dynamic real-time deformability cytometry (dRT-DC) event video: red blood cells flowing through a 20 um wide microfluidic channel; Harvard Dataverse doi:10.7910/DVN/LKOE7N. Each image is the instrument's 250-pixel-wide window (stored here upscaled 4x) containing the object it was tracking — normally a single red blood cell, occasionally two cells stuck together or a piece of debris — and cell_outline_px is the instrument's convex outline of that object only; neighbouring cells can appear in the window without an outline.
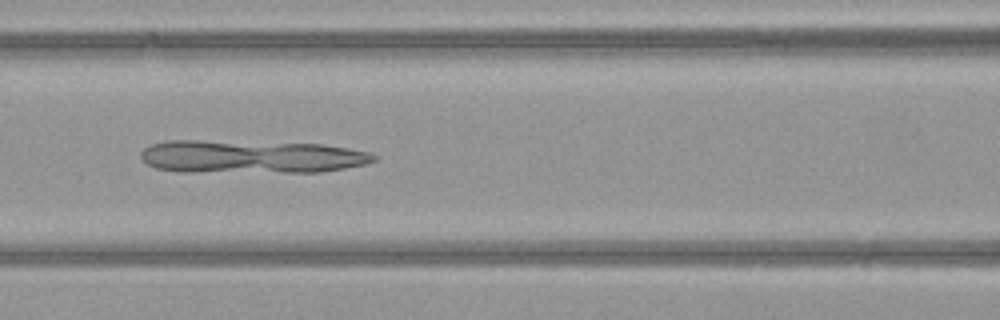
{"species": "common noctule bat (a hibernating species)", "species_latin": "Nyctalus noctula", "temperature_condition": "warm", "stored_images_in_passage": 43, "camera_frame_rate_fps": 3000, "um_per_image_px": 0.085, "animal": {"sex": "female", "body_mass_g": 21.9}, "frame": {"image": 1, "passage_image": 15, "time_ms": 4.667, "image_size_px": [1000, 320], "cell_outline_px": [[376, 160], [368, 164], [320, 172], [180, 172], [156, 168], [148, 164], [140, 156], [140, 152], [144, 148], [152, 144], [168, 140], [196, 140], [320, 144], [348, 148], [368, 152], [376, 156]], "centroid_in_image_um": [21.32, 13.33], "position_along_channel_um": 145.3, "area_um2": 45.08}}
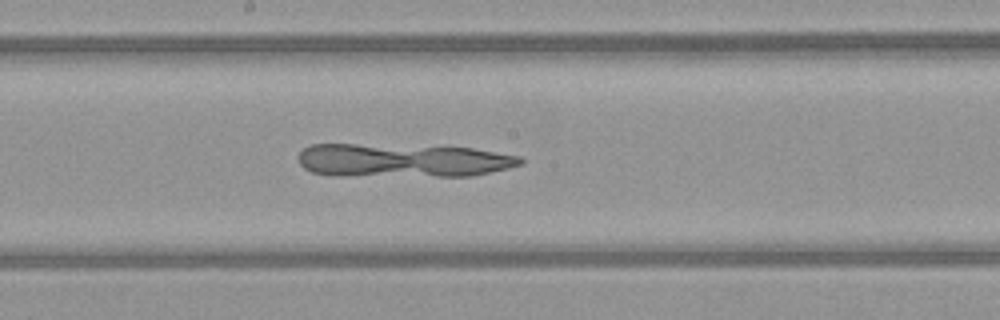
{"frame": {"image": 2, "passage_image": 20, "time_ms": 6.333, "image_size_px": [1000, 320], "cell_outline_px": [[524, 164], [508, 168], [472, 176], [332, 176], [312, 172], [304, 168], [300, 164], [296, 156], [304, 148], [312, 144], [356, 144], [472, 148], [520, 156], [524, 160]], "centroid_in_image_um": [34.19, 13.65], "position_along_channel_um": 214.0, "area_um2": 43.7}}